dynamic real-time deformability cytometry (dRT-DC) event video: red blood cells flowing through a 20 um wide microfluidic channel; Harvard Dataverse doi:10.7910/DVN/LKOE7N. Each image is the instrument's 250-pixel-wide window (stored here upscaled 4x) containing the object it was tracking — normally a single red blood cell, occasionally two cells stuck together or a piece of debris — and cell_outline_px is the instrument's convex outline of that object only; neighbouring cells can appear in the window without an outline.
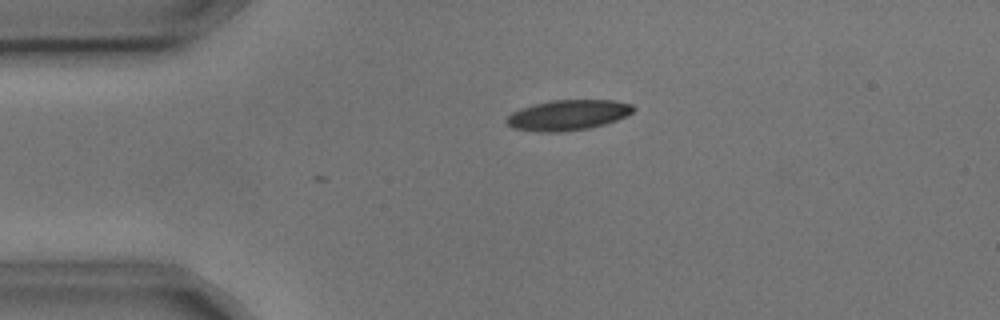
{"species": "common noctule bat (a hibernating species)", "species_latin": "Nyctalus noctula", "temperature_condition": "cold", "stored_images_in_passage": 2, "camera_frame_rate_fps": 3000, "um_per_image_px": 0.085, "animal": {"sex": "male", "body_mass_g": 17.9, "forearm_length_mm": 54.2}, "frame": {"image": 1, "passage_image": 1, "time_ms": 0.0, "image_size_px": [1000, 320], "cell_outline_px": [[636, 108], [632, 112], [616, 120], [604, 124], [588, 128], [564, 132], [536, 132], [512, 128], [504, 120], [512, 112], [520, 108], [552, 100], [612, 100], [632, 104]], "centroid_in_image_um": [48.24, 9.79], "position_along_channel_um": 36.8, "area_um2": 22.43}}